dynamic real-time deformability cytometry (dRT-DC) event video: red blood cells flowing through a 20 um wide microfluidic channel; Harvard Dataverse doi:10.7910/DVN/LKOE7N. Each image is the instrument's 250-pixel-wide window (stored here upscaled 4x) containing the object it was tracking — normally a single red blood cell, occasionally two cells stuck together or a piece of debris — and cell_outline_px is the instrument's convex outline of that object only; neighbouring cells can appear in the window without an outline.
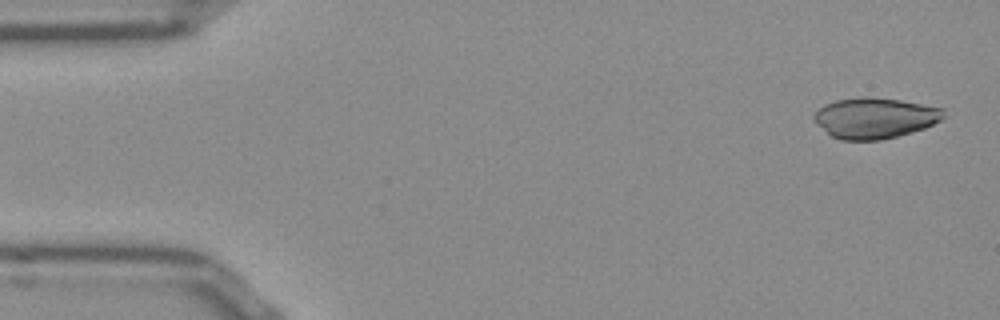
{"species": "Egyptian fruit bat (a non-hibernating species)", "species_latin": "Rousettus aegyptiacus", "temperature_condition": "room temperature", "stored_images_in_passage": 51, "camera_frame_rate_fps": 3000, "um_per_image_px": 0.085, "frame": {"image": 1, "passage_image": 2, "time_ms": 0.333, "image_size_px": [1000, 320], "cell_outline_px": [[944, 116], [940, 120], [924, 128], [912, 132], [880, 140], [840, 140], [832, 136], [816, 124], [812, 120], [812, 116], [824, 104], [836, 100], [860, 96], [868, 96], [900, 100], [944, 108]], "centroid_in_image_um": [74.32, 10.02], "position_along_channel_um": 10.7, "area_um2": 30.81}}
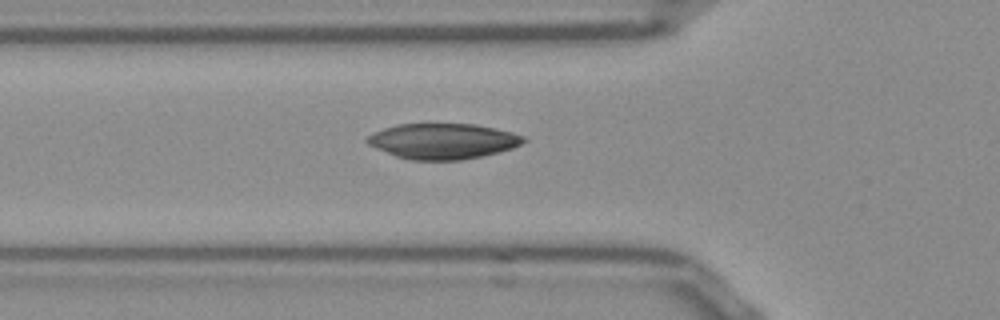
{"frame": {"image": 2, "passage_image": 17, "time_ms": 5.333, "image_size_px": [1000, 320], "cell_outline_px": [[528, 140], [512, 148], [480, 156], [460, 160], [412, 160], [396, 156], [368, 144], [364, 140], [372, 132], [396, 124], [476, 124], [496, 128], [512, 132], [524, 136]], "centroid_in_image_um": [37.63, 11.98], "position_along_channel_um": 88.2, "area_um2": 32.25}}
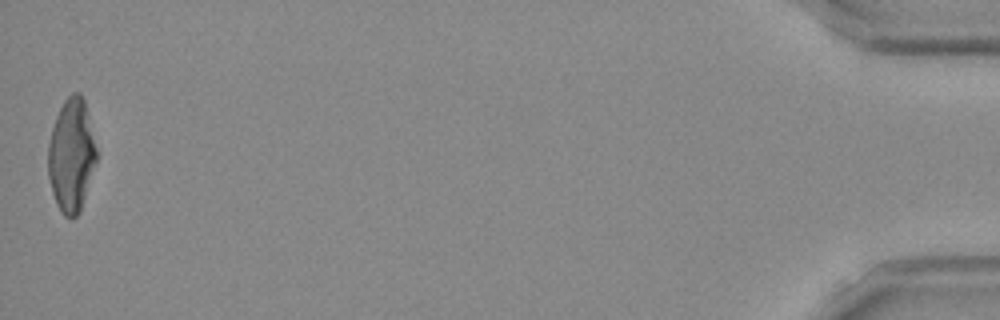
{"frame": {"image": 3, "passage_image": 51, "time_ms": 16.667, "image_size_px": [1000, 320], "cell_outline_px": [[96, 160], [80, 212], [72, 220], [64, 216], [60, 212], [56, 204], [52, 192], [48, 176], [48, 144], [52, 128], [56, 116], [64, 100], [72, 92], [80, 92], [84, 100], [96, 148]], "centroid_in_image_um": [6.04, 13.23], "position_along_channel_um": 429.2, "area_um2": 31.73}}